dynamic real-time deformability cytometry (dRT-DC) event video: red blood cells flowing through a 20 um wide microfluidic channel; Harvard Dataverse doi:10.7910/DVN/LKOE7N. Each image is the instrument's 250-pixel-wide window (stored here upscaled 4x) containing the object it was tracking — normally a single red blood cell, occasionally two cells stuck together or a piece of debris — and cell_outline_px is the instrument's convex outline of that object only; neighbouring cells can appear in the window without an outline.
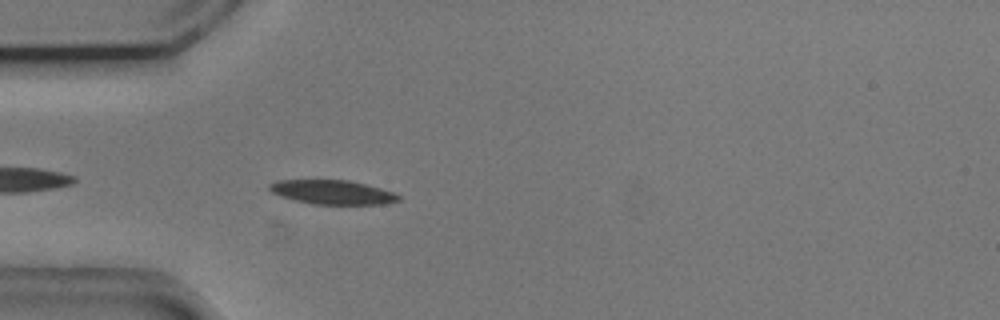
{"species": "common noctule bat (a hibernating species)", "species_latin": "Nyctalus noctula", "temperature_condition": "cold", "stored_images_in_passage": 42, "camera_frame_rate_fps": 3000, "um_per_image_px": 0.085, "animal": {"sex": "male", "body_mass_g": 20.5, "forearm_length_mm": 52.5}, "frame": {"image": 1, "passage_image": 3, "time_ms": 0.667, "image_size_px": [1000, 320], "cell_outline_px": [[400, 200], [380, 204], [312, 204], [280, 196], [272, 192], [268, 188], [268, 184], [276, 180], [348, 180], [380, 188], [392, 192], [400, 196]], "centroid_in_image_um": [28.21, 16.33], "position_along_channel_um": 56.8, "area_um2": 17.98}}
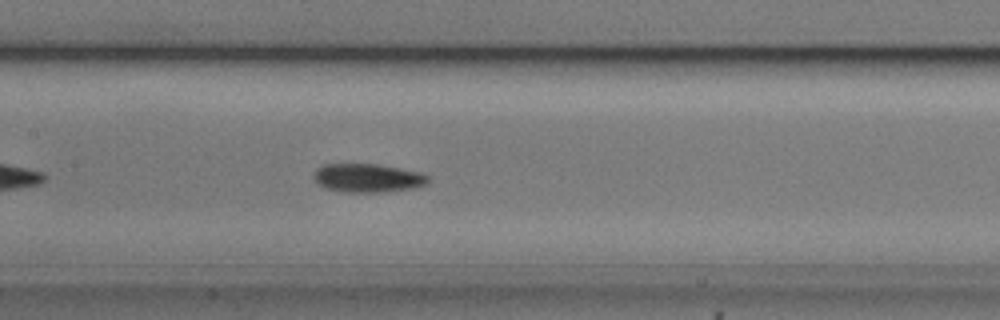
{"frame": {"image": 2, "passage_image": 13, "time_ms": 4.0, "image_size_px": [1000, 320], "cell_outline_px": [[428, 180], [424, 184], [412, 188], [384, 192], [344, 192], [324, 188], [312, 176], [316, 168], [324, 164], [380, 164], [420, 172], [428, 176]], "centroid_in_image_um": [31.22, 15.12], "position_along_channel_um": 176.2, "area_um2": 19.02}}
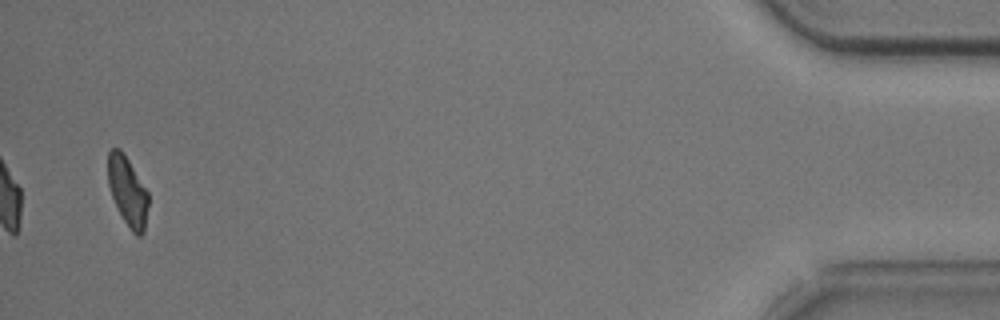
{"frame": {"image": 3, "passage_image": 40, "time_ms": 13.0, "image_size_px": [1000, 320], "cell_outline_px": [[148, 204], [144, 232], [140, 236], [136, 236], [132, 232], [124, 220], [112, 196], [108, 184], [108, 152], [112, 148], [120, 148], [128, 160], [148, 192]], "centroid_in_image_um": [10.85, 16.26], "position_along_channel_um": 424.4, "area_um2": 16.01}, "authors_computed_cell_mechanics": {"area_um2": 18.0914, "velocity_mm_per_s": 3.7, "shape_relaxation_time_tau1_ms": 2.2759, "shape_relaxation_time_tau2_ms": null, "deformation_change_tau1": 0.107, "deformation_change_tau2": null}}